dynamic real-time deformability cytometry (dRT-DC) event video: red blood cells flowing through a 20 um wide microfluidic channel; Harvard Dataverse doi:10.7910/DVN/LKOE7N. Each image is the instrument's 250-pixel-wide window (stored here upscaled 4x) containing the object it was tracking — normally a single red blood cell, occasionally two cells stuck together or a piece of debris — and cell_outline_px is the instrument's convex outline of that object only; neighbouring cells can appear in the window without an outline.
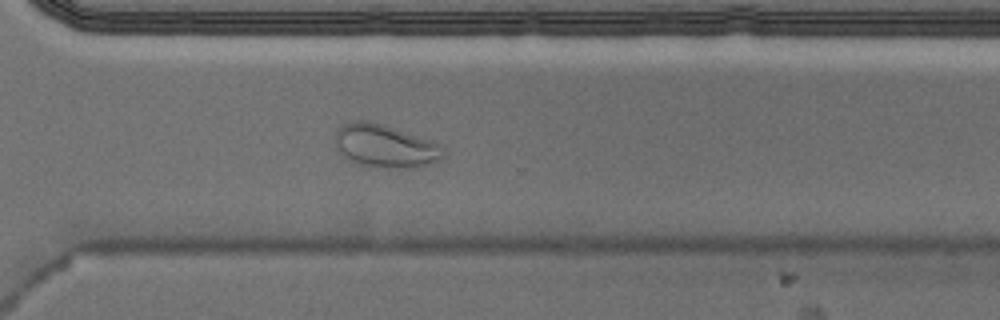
{"species": "Egyptian fruit bat (a non-hibernating species)", "species_latin": "Rousettus aegyptiacus", "temperature_condition": "cold", "stored_images_in_passage": 54, "camera_frame_rate_fps": 3000, "um_per_image_px": 0.085, "animal": {"sex": "male"}, "frame": {"image": 1, "passage_image": 39, "time_ms": 12.667, "image_size_px": [1000, 320], "cell_outline_px": [[444, 156], [440, 160], [432, 164], [412, 168], [384, 168], [364, 164], [352, 160], [336, 152], [336, 132], [344, 124], [356, 120], [364, 120], [380, 124], [432, 140], [440, 144], [444, 152]], "centroid_in_image_um": [32.78, 12.43], "position_along_channel_um": 337.8, "area_um2": 26.88}}